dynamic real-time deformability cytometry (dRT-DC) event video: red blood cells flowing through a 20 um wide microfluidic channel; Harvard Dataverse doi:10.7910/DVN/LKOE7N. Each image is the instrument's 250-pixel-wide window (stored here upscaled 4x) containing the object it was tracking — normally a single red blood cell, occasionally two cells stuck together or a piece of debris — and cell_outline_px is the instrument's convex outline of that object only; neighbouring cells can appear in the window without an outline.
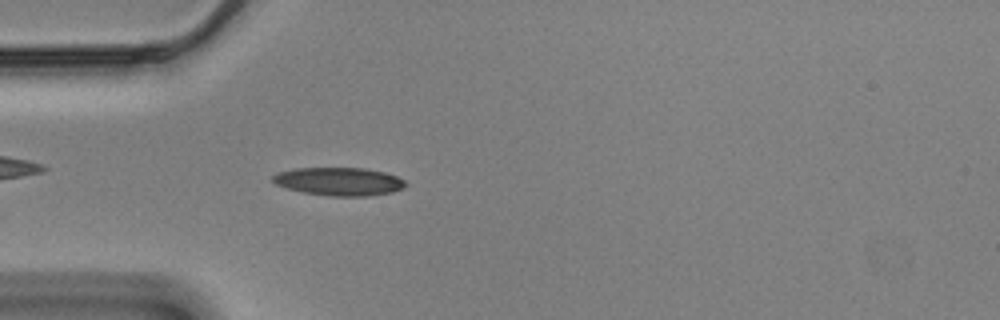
{"species": "Egyptian fruit bat (a non-hibernating species)", "species_latin": "Rousettus aegyptiacus", "temperature_condition": "cold", "stored_images_in_passage": 5, "camera_frame_rate_fps": 3000, "um_per_image_px": 0.085, "animal": {"sex": "male"}, "frame": {"image": 1, "passage_image": 1, "time_ms": 0.0, "image_size_px": [1000, 320], "cell_outline_px": [[408, 184], [404, 188], [392, 192], [368, 196], [332, 196], [304, 192], [288, 188], [276, 184], [272, 180], [272, 176], [276, 172], [292, 168], [364, 168], [384, 172], [396, 176], [404, 180]], "centroid_in_image_um": [28.82, 15.42], "position_along_channel_um": 56.2, "area_um2": 21.79}}